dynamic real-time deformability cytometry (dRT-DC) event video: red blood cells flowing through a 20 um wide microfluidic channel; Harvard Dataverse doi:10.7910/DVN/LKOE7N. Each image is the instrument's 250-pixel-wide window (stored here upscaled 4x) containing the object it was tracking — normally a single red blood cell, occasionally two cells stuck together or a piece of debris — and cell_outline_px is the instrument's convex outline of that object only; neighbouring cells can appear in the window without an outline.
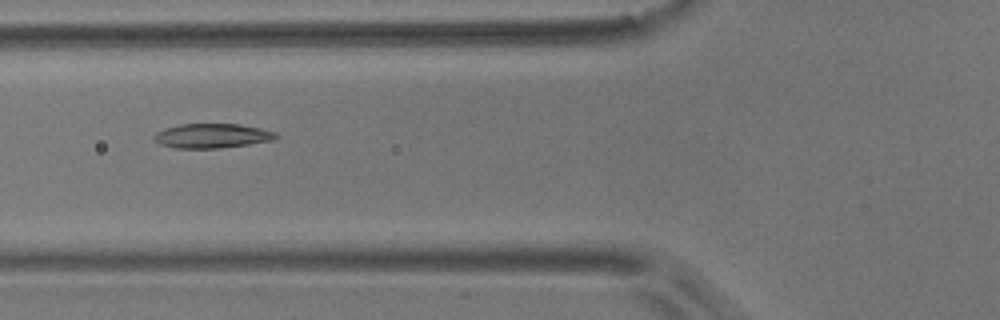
{"species": "common noctule bat (a hibernating species)", "species_latin": "Nyctalus noctula", "temperature_condition": "room temperature", "stored_images_in_passage": 9, "camera_frame_rate_fps": 3000, "um_per_image_px": 0.085, "animal": {"sex": "male", "body_mass_g": 17.9}, "frame": {"image": 1, "passage_image": 6, "time_ms": 6.0, "image_size_px": [1000, 320], "cell_outline_px": [[280, 136], [276, 140], [248, 144], [216, 148], [176, 148], [160, 144], [152, 140], [152, 136], [156, 132], [164, 128], [180, 124], [240, 124], [260, 128], [276, 132]], "centroid_in_image_um": [18.02, 11.54], "position_along_channel_um": 107.8, "area_um2": 17.51}}
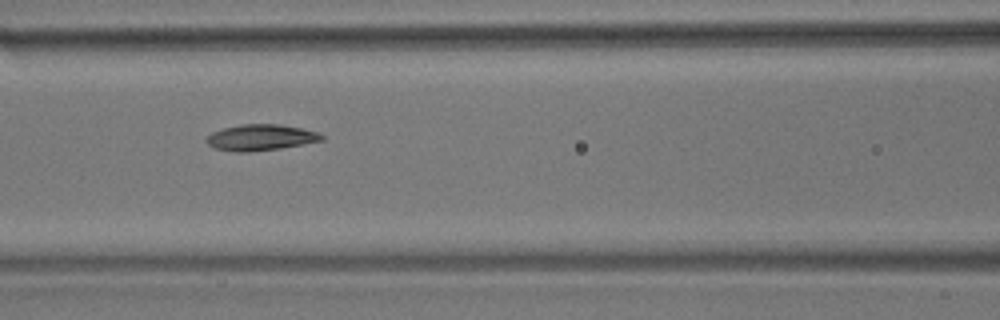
{"frame": {"image": 2, "passage_image": 7, "time_ms": 7.0, "image_size_px": [1000, 320], "cell_outline_px": [[324, 140], [280, 148], [252, 152], [236, 152], [216, 148], [208, 144], [204, 140], [212, 132], [224, 128], [240, 124], [280, 124], [300, 128], [316, 132], [324, 136]], "centroid_in_image_um": [22.14, 11.68], "position_along_channel_um": 144.5, "area_um2": 17.4}}
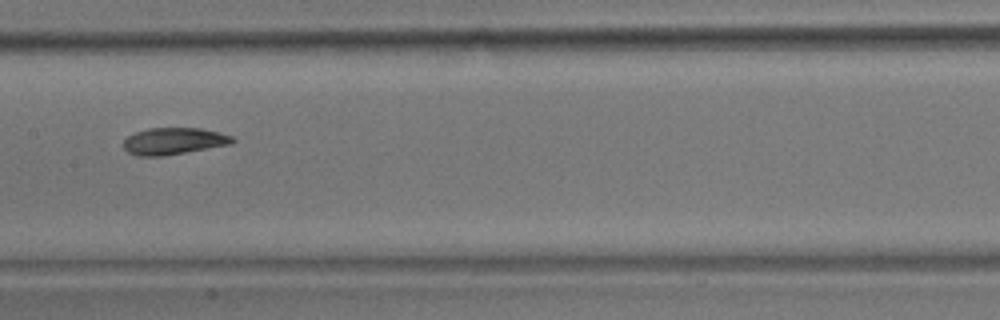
{"frame": {"image": 3, "passage_image": 8, "time_ms": 8.333, "image_size_px": [1000, 320], "cell_outline_px": [[236, 140], [232, 144], [160, 156], [136, 156], [128, 152], [124, 148], [124, 140], [128, 136], [136, 132], [148, 128], [200, 128], [220, 132], [232, 136]], "centroid_in_image_um": [14.78, 11.99], "position_along_channel_um": 192.6, "area_um2": 16.94}}